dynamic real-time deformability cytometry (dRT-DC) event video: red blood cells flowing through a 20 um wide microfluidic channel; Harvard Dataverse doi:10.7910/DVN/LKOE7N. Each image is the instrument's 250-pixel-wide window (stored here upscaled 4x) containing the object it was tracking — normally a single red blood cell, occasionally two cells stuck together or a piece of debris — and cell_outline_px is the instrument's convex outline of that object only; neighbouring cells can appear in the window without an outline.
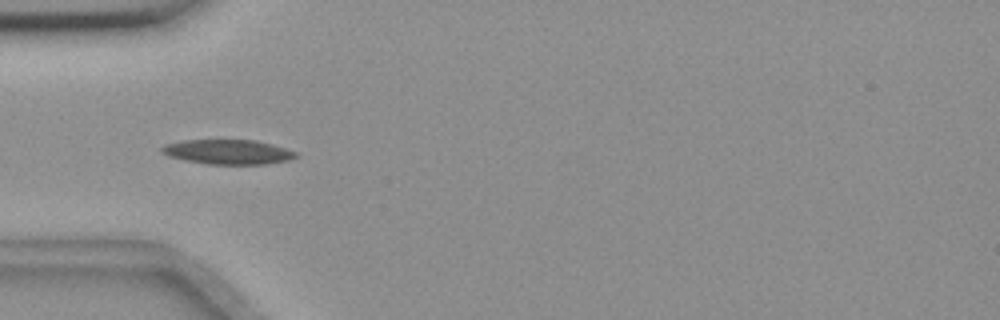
{"species": "common noctule bat (a hibernating species)", "species_latin": "Nyctalus noctula", "temperature_condition": "room temperature", "stored_images_in_passage": 7, "camera_frame_rate_fps": 3000, "um_per_image_px": 0.085, "animal": {"sex": "female", "body_mass_g": 18.4}, "frame": {"image": 1, "passage_image": 5, "time_ms": 4.667, "image_size_px": [1000, 320], "cell_outline_px": [[300, 156], [288, 160], [264, 164], [208, 164], [184, 160], [168, 156], [160, 152], [160, 148], [164, 144], [184, 140], [256, 140], [272, 144], [296, 152]], "centroid_in_image_um": [19.35, 12.91], "position_along_channel_um": 65.7, "area_um2": 19.31}}
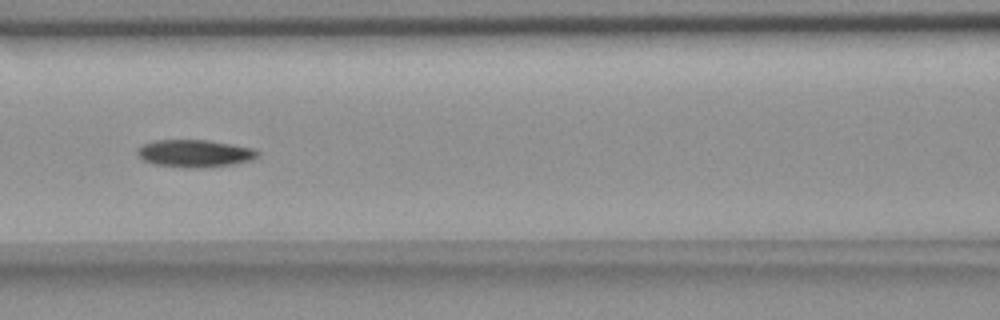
{"frame": {"image": 2, "passage_image": 7, "time_ms": 7.0, "image_size_px": [1000, 320], "cell_outline_px": [[260, 152], [256, 156], [248, 160], [232, 164], [200, 168], [188, 168], [152, 164], [144, 160], [136, 152], [144, 144], [156, 140], [204, 140], [232, 144], [252, 148]], "centroid_in_image_um": [16.53, 13.04], "position_along_channel_um": 150.1, "area_um2": 18.9}}